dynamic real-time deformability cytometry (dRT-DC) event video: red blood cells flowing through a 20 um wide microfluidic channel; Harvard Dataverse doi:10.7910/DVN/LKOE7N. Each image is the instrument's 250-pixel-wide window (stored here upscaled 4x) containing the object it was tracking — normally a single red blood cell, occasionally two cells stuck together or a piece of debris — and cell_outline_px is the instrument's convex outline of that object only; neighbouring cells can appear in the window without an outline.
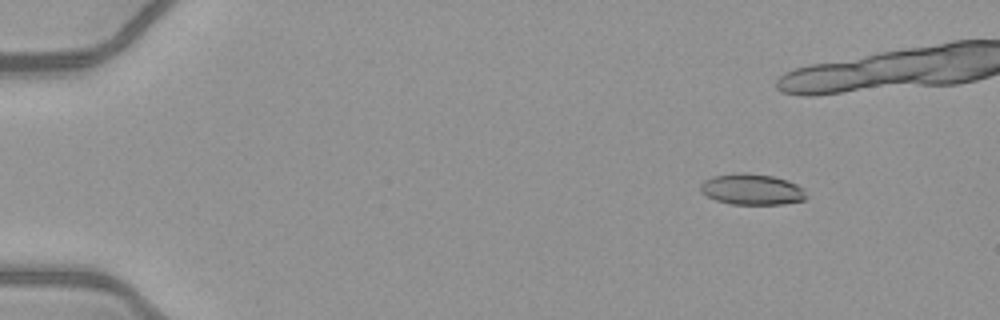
{"species": "common noctule bat (a hibernating species)", "species_latin": "Nyctalus noctula", "temperature_condition": "warm", "stored_images_in_passage": 43, "camera_frame_rate_fps": 3000, "um_per_image_px": 0.085, "animal": {"sex": "female", "body_mass_g": 21.9}, "frame": {"image": 1, "passage_image": 8, "time_ms": 2.333, "image_size_px": [1000, 320], "cell_outline_px": [[804, 200], [784, 204], [732, 204], [716, 200], [700, 192], [700, 184], [704, 180], [712, 176], [732, 172], [744, 172], [772, 176], [788, 180], [804, 188]], "centroid_in_image_um": [63.87, 16.08], "position_along_channel_um": 21.1, "area_um2": 19.19}}
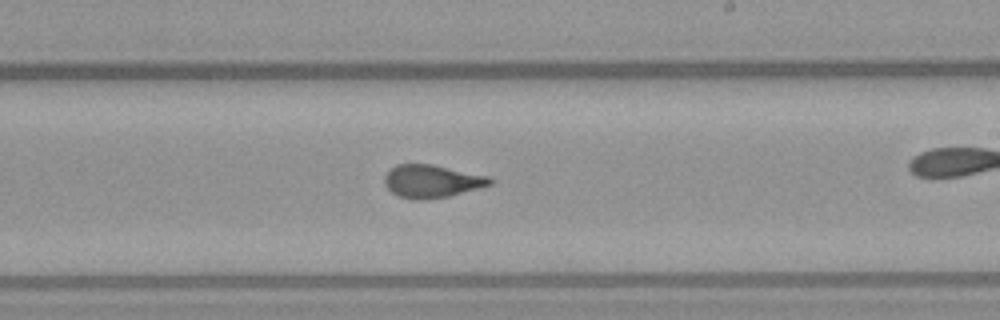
{"frame": {"image": 2, "passage_image": 33, "time_ms": 10.667, "image_size_px": [1000, 320], "cell_outline_px": [[492, 184], [448, 196], [428, 200], [412, 200], [400, 196], [392, 192], [384, 184], [384, 176], [396, 164], [432, 164], [488, 176], [492, 180]], "centroid_in_image_um": [36.67, 15.41], "position_along_channel_um": 252.3, "area_um2": 20.06}}
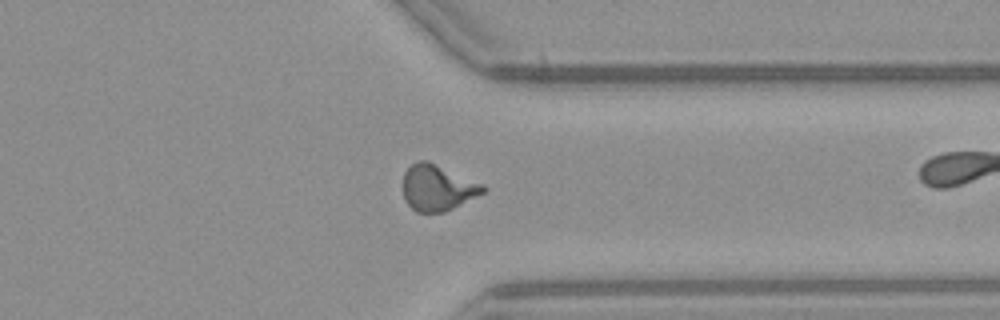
{"frame": {"image": 3, "passage_image": 42, "time_ms": 13.667, "image_size_px": [1000, 320], "cell_outline_px": [[488, 188], [484, 192], [444, 212], [416, 212], [404, 200], [404, 172], [412, 164], [420, 160], [428, 160], [484, 184]], "centroid_in_image_um": [37.19, 15.94], "position_along_channel_um": 374.2, "area_um2": 21.33}}